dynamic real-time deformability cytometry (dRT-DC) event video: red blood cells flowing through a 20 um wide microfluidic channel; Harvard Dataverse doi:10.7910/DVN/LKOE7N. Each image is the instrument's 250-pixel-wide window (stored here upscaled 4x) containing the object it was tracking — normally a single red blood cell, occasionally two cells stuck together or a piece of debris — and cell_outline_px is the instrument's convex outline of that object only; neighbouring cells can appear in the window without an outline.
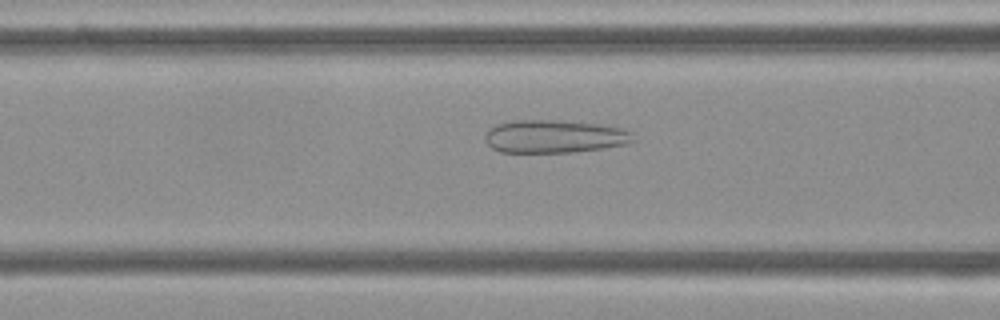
{"species": "Egyptian fruit bat (a non-hibernating species)", "species_latin": "Rousettus aegyptiacus", "temperature_condition": "cold", "stored_images_in_passage": 44, "camera_frame_rate_fps": 3000, "um_per_image_px": 0.085, "frame": {"image": 1, "passage_image": 12, "time_ms": 3.667, "image_size_px": [1000, 320], "cell_outline_px": [[636, 140], [628, 144], [604, 148], [572, 152], [500, 152], [492, 148], [484, 140], [484, 136], [488, 128], [496, 124], [512, 120], [560, 120], [600, 124], [624, 128], [632, 132]], "centroid_in_image_um": [47.14, 11.59], "position_along_channel_um": 119.5, "area_um2": 28.9}}
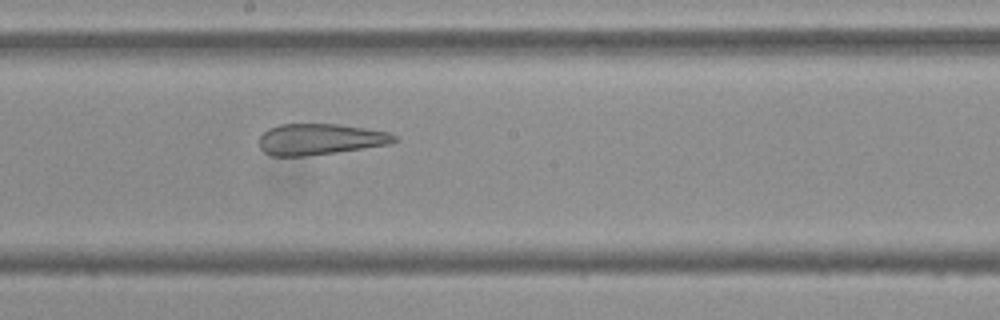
{"frame": {"image": 2, "passage_image": 20, "time_ms": 6.333, "image_size_px": [1000, 320], "cell_outline_px": [[400, 140], [392, 144], [336, 152], [304, 156], [272, 156], [264, 152], [260, 148], [260, 136], [268, 128], [280, 124], [340, 124], [388, 132], [396, 136]], "centroid_in_image_um": [27.23, 11.83], "position_along_channel_um": 221.0, "area_um2": 24.57}}
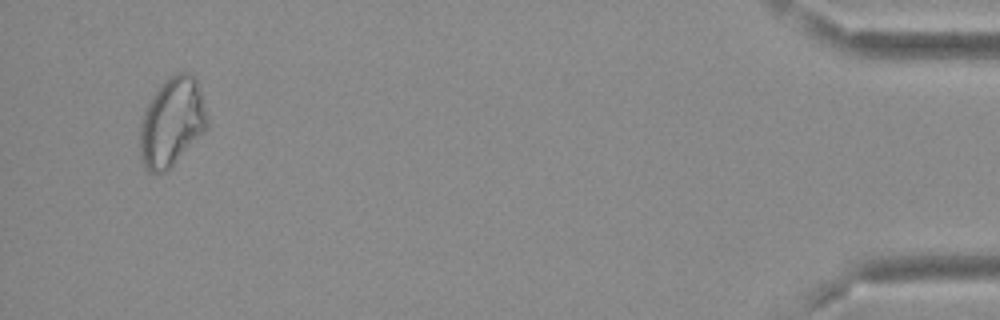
{"frame": {"image": 3, "passage_image": 42, "time_ms": 13.667, "image_size_px": [1000, 320], "cell_outline_px": [[208, 124], [204, 132], [164, 172], [148, 172], [144, 168], [140, 160], [140, 124], [144, 108], [152, 96], [168, 76], [176, 72], [188, 72], [196, 76], [208, 116]], "centroid_in_image_um": [14.6, 10.34], "position_along_channel_um": 420.6, "area_um2": 34.85}, "authors_computed_cell_mechanics": {"area_um2": 29.7959, "velocity_mm_per_s": 3.8007, "shape_relaxation_time_tau1_ms": null, "shape_relaxation_time_tau2_ms": 2.0027, "deformation_change_tau1": null, "deformation_change_tau2": 0.1177}}